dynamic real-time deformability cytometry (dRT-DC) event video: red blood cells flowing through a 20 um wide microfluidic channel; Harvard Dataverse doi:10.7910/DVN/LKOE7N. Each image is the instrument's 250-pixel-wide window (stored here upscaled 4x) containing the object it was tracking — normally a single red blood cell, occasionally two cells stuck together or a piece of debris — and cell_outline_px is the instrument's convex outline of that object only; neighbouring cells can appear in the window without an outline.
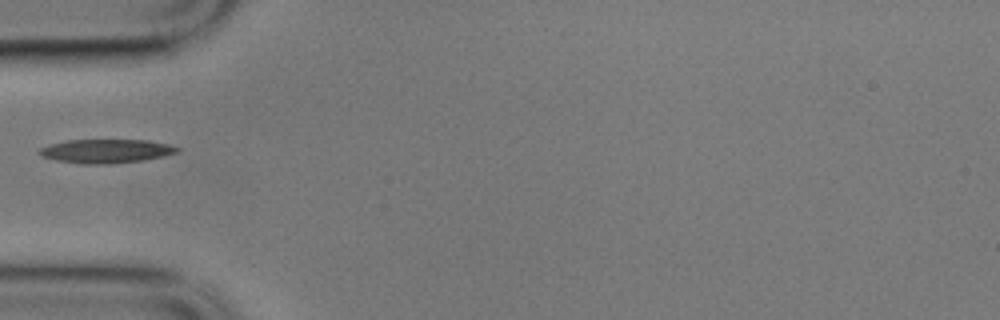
{"species": "common noctule bat (a hibernating species)", "species_latin": "Nyctalus noctula", "temperature_condition": "cold", "stored_images_in_passage": 11, "camera_frame_rate_fps": 3000, "um_per_image_px": 0.085, "animal": {"sex": "male", "body_mass_g": 17.9}, "frame": {"image": 1, "passage_image": 1, "time_ms": 0.0, "image_size_px": [1000, 320], "cell_outline_px": [[180, 152], [164, 156], [140, 160], [108, 164], [80, 164], [56, 160], [40, 156], [36, 152], [40, 148], [48, 144], [68, 140], [148, 140], [168, 144], [180, 148]], "centroid_in_image_um": [8.98, 12.84], "position_along_channel_um": 76.0, "area_um2": 19.25}}
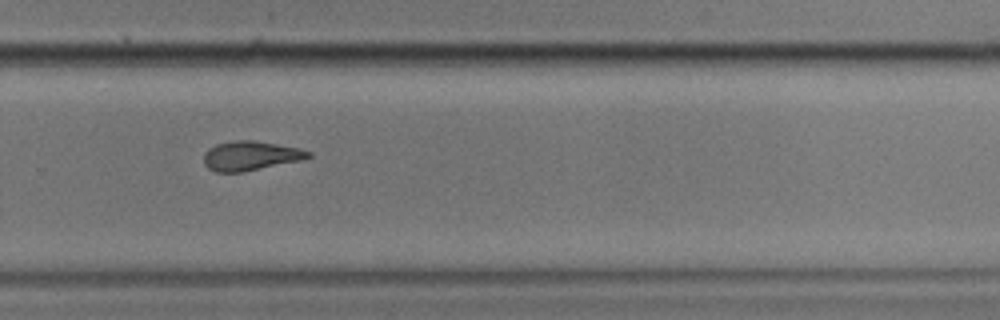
{"frame": {"image": 2, "passage_image": 7, "time_ms": 2.0, "image_size_px": [1000, 320], "cell_outline_px": [[312, 156], [300, 160], [244, 172], [216, 172], [208, 168], [204, 164], [204, 152], [208, 148], [216, 144], [236, 140], [256, 140], [300, 148], [312, 152]], "centroid_in_image_um": [21.29, 13.23], "position_along_channel_um": 308.5, "area_um2": 17.98}}
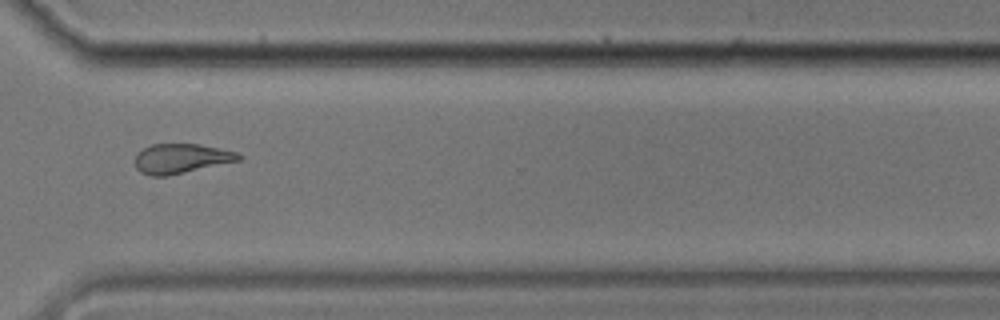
{"frame": {"image": 3, "passage_image": 8, "time_ms": 2.333, "image_size_px": [1000, 320], "cell_outline_px": [[244, 156], [240, 160], [168, 176], [152, 176], [140, 172], [136, 168], [136, 156], [144, 148], [152, 144], [200, 144], [220, 148], [236, 152]], "centroid_in_image_um": [15.42, 13.47], "position_along_channel_um": 355.2, "area_um2": 17.8}}